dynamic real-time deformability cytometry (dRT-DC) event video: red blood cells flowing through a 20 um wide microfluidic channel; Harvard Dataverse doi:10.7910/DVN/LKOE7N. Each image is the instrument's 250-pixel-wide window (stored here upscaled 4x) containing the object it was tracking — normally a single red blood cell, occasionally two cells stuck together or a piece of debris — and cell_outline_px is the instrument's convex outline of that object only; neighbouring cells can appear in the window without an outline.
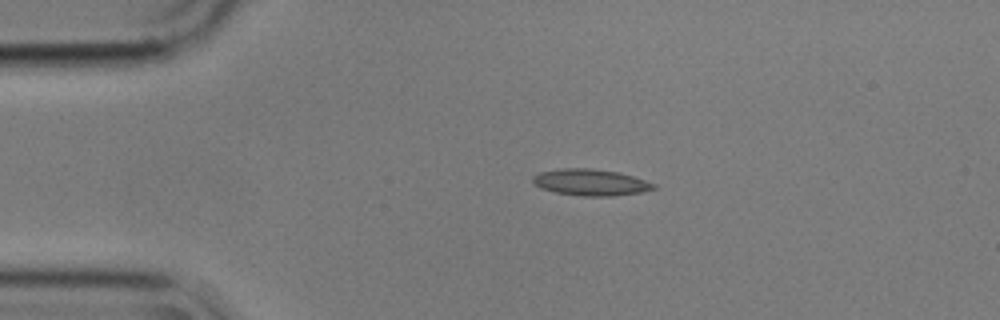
{"species": "common noctule bat (a hibernating species)", "species_latin": "Nyctalus noctula", "temperature_condition": "cold", "stored_images_in_passage": 3, "camera_frame_rate_fps": 3000, "um_per_image_px": 0.085, "animal": {"sex": "male", "body_mass_g": 17.9}, "frame": {"image": 1, "passage_image": 3, "time_ms": 0.667, "image_size_px": [1000, 320], "cell_outline_px": [[656, 188], [640, 192], [612, 196], [580, 196], [556, 192], [540, 188], [532, 184], [532, 176], [540, 172], [560, 168], [588, 168], [620, 172], [656, 184]], "centroid_in_image_um": [50.16, 15.49], "position_along_channel_um": 34.8, "area_um2": 18.67}}